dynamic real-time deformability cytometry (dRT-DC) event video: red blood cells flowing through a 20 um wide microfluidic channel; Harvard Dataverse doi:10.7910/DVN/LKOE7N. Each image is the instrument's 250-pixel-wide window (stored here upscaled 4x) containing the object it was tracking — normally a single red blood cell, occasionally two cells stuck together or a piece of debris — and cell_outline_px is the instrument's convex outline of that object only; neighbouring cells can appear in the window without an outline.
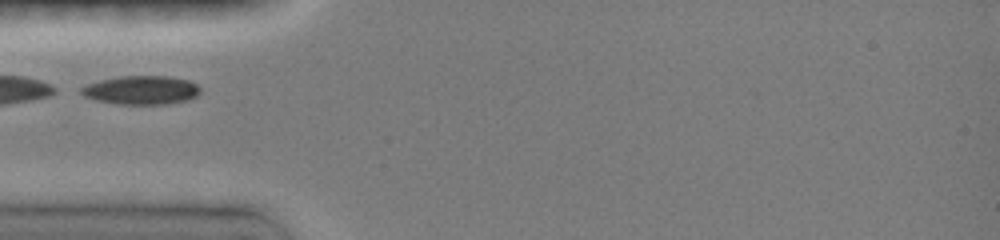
{"species": "common noctule bat (a hibernating species)", "species_latin": "Nyctalus noctula", "temperature_condition": "room temperature", "stored_images_in_passage": 44, "camera_frame_rate_fps": 3000, "um_per_image_px": 0.085, "animal": {"sex": "female", "body_mass_g": 19.0, "forearm_length_mm": 51.5}, "frame": {"image": 1, "passage_image": 1, "time_ms": 0.0, "image_size_px": [1000, 240], "cell_outline_px": [[200, 92], [196, 96], [188, 100], [164, 104], [120, 104], [96, 100], [84, 96], [80, 92], [80, 88], [88, 84], [100, 80], [120, 76], [172, 76], [188, 80], [196, 84], [200, 88]], "centroid_in_image_um": [12.02, 7.65], "position_along_channel_um": 73.0, "area_um2": 19.88}}